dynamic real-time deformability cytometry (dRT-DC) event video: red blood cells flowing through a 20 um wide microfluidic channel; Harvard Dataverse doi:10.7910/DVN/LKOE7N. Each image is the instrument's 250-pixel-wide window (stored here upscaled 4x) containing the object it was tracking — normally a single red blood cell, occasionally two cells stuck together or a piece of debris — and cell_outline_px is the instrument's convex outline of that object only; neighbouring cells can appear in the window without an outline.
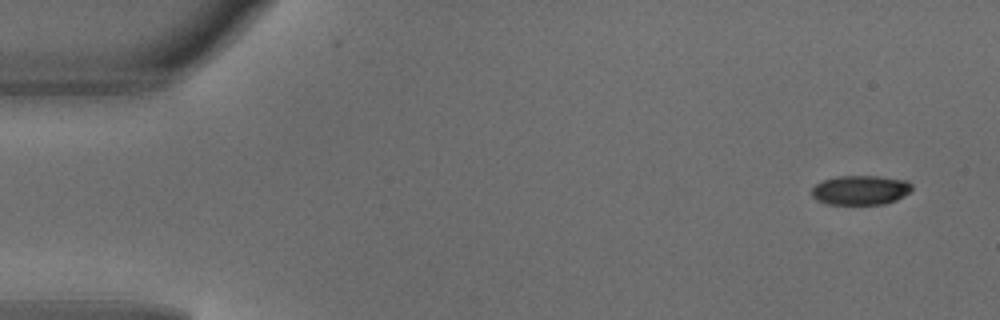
{"species": "common noctule bat (a hibernating species)", "species_latin": "Nyctalus noctula", "temperature_condition": "warm", "stored_images_in_passage": 3, "camera_frame_rate_fps": 3000, "um_per_image_px": 0.085, "animal": {"sex": "male", "body_mass_g": 18.8}, "frame": {"image": 1, "passage_image": 1, "time_ms": 0.0, "image_size_px": [1000, 320], "cell_outline_px": [[912, 188], [908, 192], [896, 200], [884, 204], [828, 204], [816, 200], [812, 196], [812, 188], [816, 184], [824, 180], [836, 176], [880, 176], [908, 180], [912, 184]], "centroid_in_image_um": [73.14, 16.15], "position_along_channel_um": 11.9, "area_um2": 17.22}}